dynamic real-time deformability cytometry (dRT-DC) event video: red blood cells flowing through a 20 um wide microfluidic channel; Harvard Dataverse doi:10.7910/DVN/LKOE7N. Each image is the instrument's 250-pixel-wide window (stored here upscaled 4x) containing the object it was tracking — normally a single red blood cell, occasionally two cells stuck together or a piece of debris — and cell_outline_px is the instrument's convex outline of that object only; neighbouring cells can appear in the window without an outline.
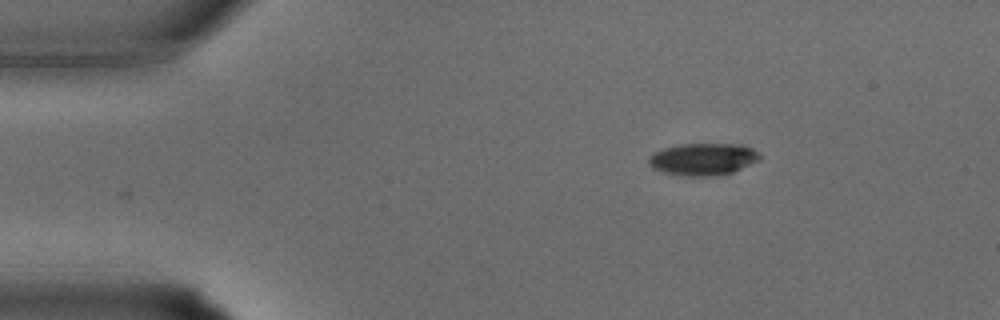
{"species": "common noctule bat (a hibernating species)", "species_latin": "Nyctalus noctula", "temperature_condition": "warm", "stored_images_in_passage": 6, "camera_frame_rate_fps": 3000, "um_per_image_px": 0.085, "animal": {"sex": "male", "body_mass_g": 15.6}, "frame": {"image": 1, "passage_image": 1, "time_ms": 0.0, "image_size_px": [1000, 320], "cell_outline_px": [[760, 160], [732, 172], [716, 176], [688, 176], [664, 172], [652, 168], [648, 164], [648, 156], [652, 152], [664, 148], [680, 144], [744, 144], [752, 148], [760, 156]], "centroid_in_image_um": [59.73, 13.52], "position_along_channel_um": 25.3, "area_um2": 20.87}}